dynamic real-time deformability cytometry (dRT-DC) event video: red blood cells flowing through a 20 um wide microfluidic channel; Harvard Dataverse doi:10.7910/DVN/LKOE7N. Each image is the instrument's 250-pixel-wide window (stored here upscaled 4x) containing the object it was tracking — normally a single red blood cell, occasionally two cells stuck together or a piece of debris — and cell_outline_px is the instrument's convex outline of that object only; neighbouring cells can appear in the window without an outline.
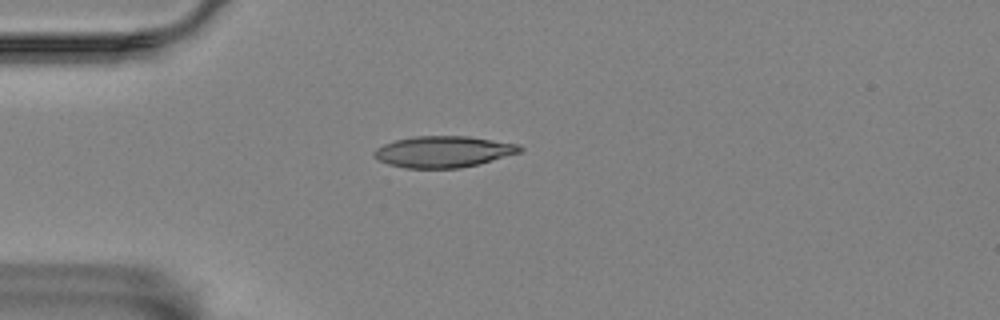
{"species": "Egyptian fruit bat (a non-hibernating species)", "species_latin": "Rousettus aegyptiacus", "temperature_condition": "room temperature", "stored_images_in_passage": 43, "camera_frame_rate_fps": 3000, "um_per_image_px": 0.085, "animal": {"sex": "female"}, "frame": {"image": 1, "passage_image": 1, "time_ms": 0.0, "image_size_px": [1000, 320], "cell_outline_px": [[524, 148], [520, 152], [476, 164], [460, 168], [404, 168], [388, 164], [372, 156], [372, 152], [376, 148], [384, 144], [396, 140], [412, 136], [468, 136], [520, 144]], "centroid_in_image_um": [37.65, 12.88], "position_along_channel_um": 47.3, "area_um2": 26.53}}
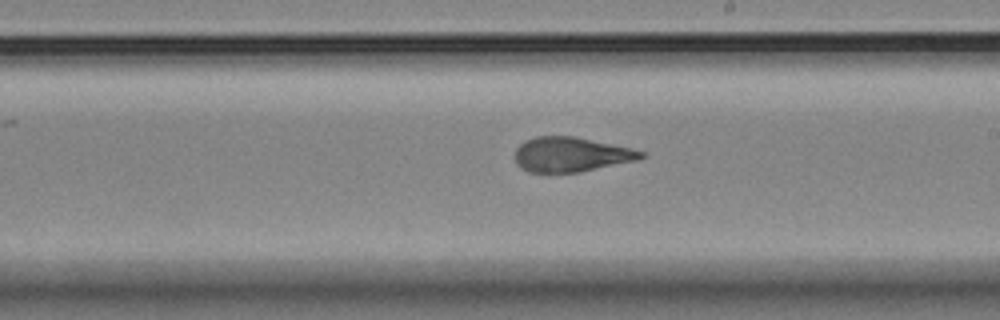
{"frame": {"image": 2, "passage_image": 19, "time_ms": 6.0, "image_size_px": [1000, 320], "cell_outline_px": [[648, 156], [640, 160], [580, 172], [528, 172], [520, 168], [516, 164], [516, 148], [524, 140], [536, 136], [576, 136], [632, 148], [644, 152]], "centroid_in_image_um": [48.58, 13.13], "position_along_channel_um": 240.4, "area_um2": 25.84}}
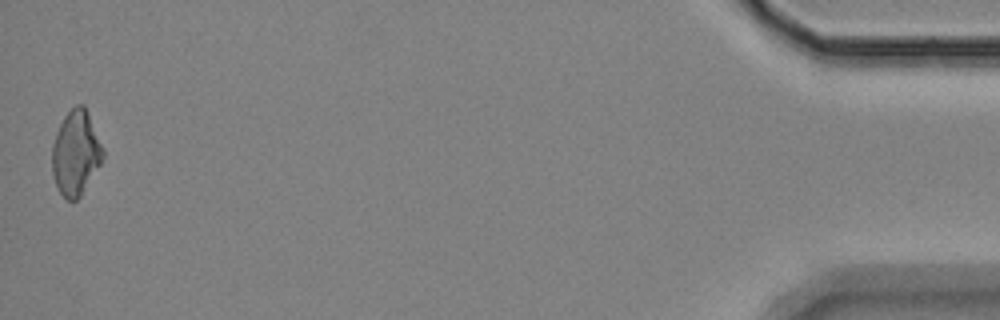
{"frame": {"image": 3, "passage_image": 43, "time_ms": 14.0, "image_size_px": [1000, 320], "cell_outline_px": [[104, 156], [100, 164], [80, 196], [76, 200], [68, 200], [60, 192], [56, 184], [52, 172], [52, 144], [56, 132], [64, 116], [76, 104], [84, 104], [104, 148]], "centroid_in_image_um": [6.44, 12.97], "position_along_channel_um": 428.8, "area_um2": 24.91}, "authors_computed_cell_mechanics": {"area_um2": 26.0678, "velocity_mm_per_s": 3.4576, "shape_relaxation_time_tau1_ms": 8.6713, "shape_relaxation_time_tau2_ms": 1.4351, "deformation_change_tau1": 0.22, "deformation_change_tau2": 0.0673}}